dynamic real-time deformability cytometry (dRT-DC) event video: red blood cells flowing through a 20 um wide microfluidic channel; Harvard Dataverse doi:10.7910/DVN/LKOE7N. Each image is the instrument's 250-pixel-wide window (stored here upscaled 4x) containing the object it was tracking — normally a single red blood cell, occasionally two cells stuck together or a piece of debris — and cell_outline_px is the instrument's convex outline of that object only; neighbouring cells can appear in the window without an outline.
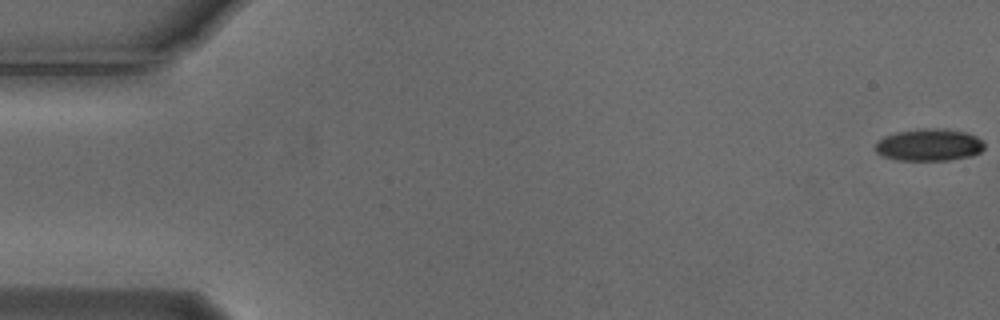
{"species": "Egyptian fruit bat (a non-hibernating species)", "species_latin": "Rousettus aegyptiacus", "temperature_condition": "cold", "stored_images_in_passage": 5, "camera_frame_rate_fps": 3000, "um_per_image_px": 0.085, "animal": {"sex": "male"}, "frame": {"image": 1, "passage_image": 1, "time_ms": 0.0, "image_size_px": [1000, 320], "cell_outline_px": [[984, 148], [980, 152], [972, 156], [948, 160], [896, 160], [884, 156], [876, 152], [876, 144], [884, 136], [896, 132], [924, 128], [944, 128], [964, 132], [976, 136], [984, 144]], "centroid_in_image_um": [78.98, 12.31], "position_along_channel_um": 6.0, "area_um2": 20.35}}
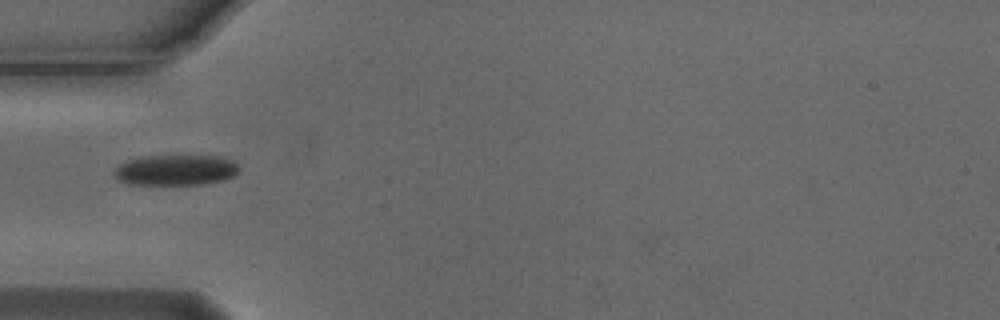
{"frame": {"image": 2, "passage_image": 5, "time_ms": 1.333, "image_size_px": [1000, 320], "cell_outline_px": [[240, 168], [232, 176], [224, 180], [204, 184], [128, 184], [116, 180], [112, 176], [112, 172], [120, 164], [128, 160], [148, 156], [224, 156], [236, 160]], "centroid_in_image_um": [14.95, 14.45], "position_along_channel_um": 70.1, "area_um2": 22.48}}